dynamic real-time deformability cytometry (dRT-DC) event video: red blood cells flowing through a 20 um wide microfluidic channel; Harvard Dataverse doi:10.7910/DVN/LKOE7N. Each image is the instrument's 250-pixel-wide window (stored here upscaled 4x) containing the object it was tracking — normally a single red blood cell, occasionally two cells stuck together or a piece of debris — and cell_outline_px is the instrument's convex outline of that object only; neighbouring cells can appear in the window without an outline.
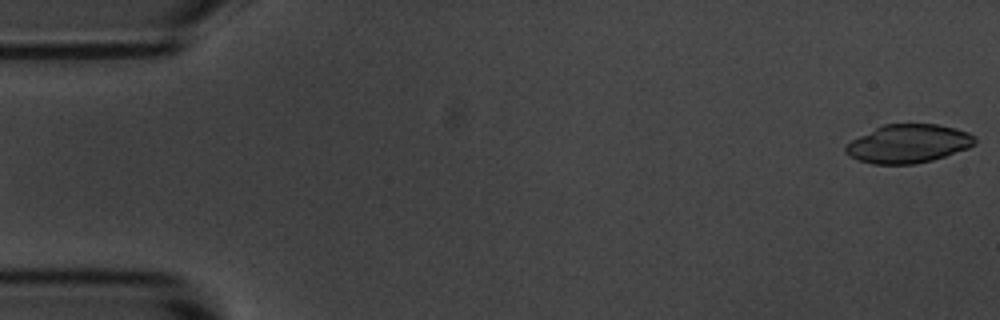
{"species": "common noctule bat (a hibernating species)", "species_latin": "Nyctalus noctula", "temperature_condition": "room temperature", "stored_images_in_passage": 54, "camera_frame_rate_fps": 3000, "um_per_image_px": 0.085, "animal": {"sex": "male", "body_mass_g": 20.1, "forearm_length_mm": 53.5}, "frame": {"image": 1, "passage_image": 1, "time_ms": 0.0, "image_size_px": [1000, 320], "cell_outline_px": [[976, 144], [968, 148], [932, 160], [916, 164], [872, 164], [860, 160], [844, 152], [844, 148], [852, 140], [884, 124], [936, 124], [956, 128], [968, 132], [976, 136]], "centroid_in_image_um": [77.25, 12.21], "position_along_channel_um": 7.8, "area_um2": 28.78}}